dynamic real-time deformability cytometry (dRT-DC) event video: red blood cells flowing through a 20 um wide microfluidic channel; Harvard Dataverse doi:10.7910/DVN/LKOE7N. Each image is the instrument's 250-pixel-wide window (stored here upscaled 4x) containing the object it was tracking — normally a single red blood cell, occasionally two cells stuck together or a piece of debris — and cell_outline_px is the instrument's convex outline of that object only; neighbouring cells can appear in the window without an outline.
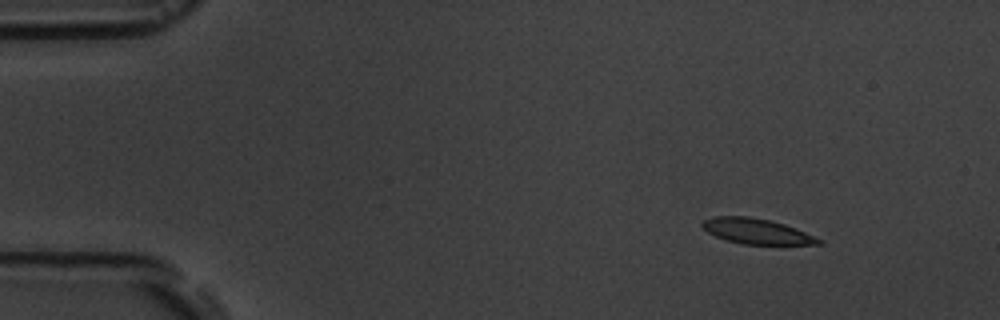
{"species": "common noctule bat (a hibernating species)", "species_latin": "Nyctalus noctula", "temperature_condition": "room temperature", "stored_images_in_passage": 4, "camera_frame_rate_fps": 3000, "um_per_image_px": 0.085, "animal": {"sex": "male", "body_mass_g": 19.5, "forearm_length_mm": 54.6}, "frame": {"image": 1, "passage_image": 1, "time_ms": 0.0, "image_size_px": [1000, 320], "cell_outline_px": [[824, 244], [744, 244], [724, 240], [708, 232], [700, 224], [704, 220], [712, 216], [748, 216], [768, 220], [784, 224], [796, 228], [824, 240]], "centroid_in_image_um": [64.32, 19.66], "position_along_channel_um": 20.7, "area_um2": 17.17}}
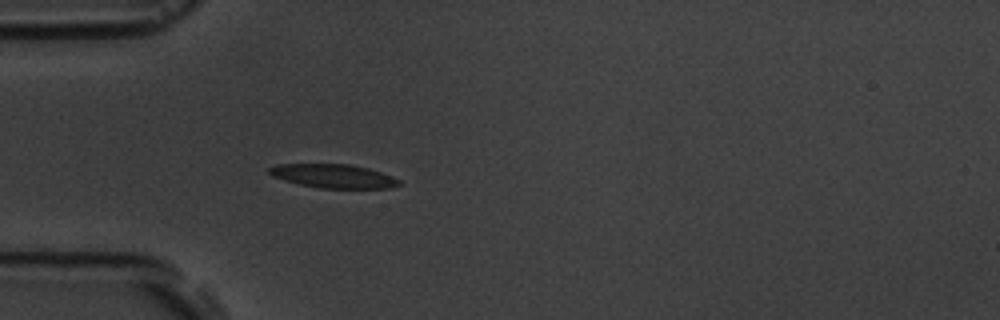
{"frame": {"image": 2, "passage_image": 4, "time_ms": 3.333, "image_size_px": [1000, 320], "cell_outline_px": [[400, 184], [388, 188], [320, 188], [300, 184], [284, 180], [272, 176], [268, 172], [268, 168], [276, 164], [348, 164], [368, 168], [380, 172], [400, 180]], "centroid_in_image_um": [28.3, 14.96], "position_along_channel_um": 56.7, "area_um2": 17.8}}